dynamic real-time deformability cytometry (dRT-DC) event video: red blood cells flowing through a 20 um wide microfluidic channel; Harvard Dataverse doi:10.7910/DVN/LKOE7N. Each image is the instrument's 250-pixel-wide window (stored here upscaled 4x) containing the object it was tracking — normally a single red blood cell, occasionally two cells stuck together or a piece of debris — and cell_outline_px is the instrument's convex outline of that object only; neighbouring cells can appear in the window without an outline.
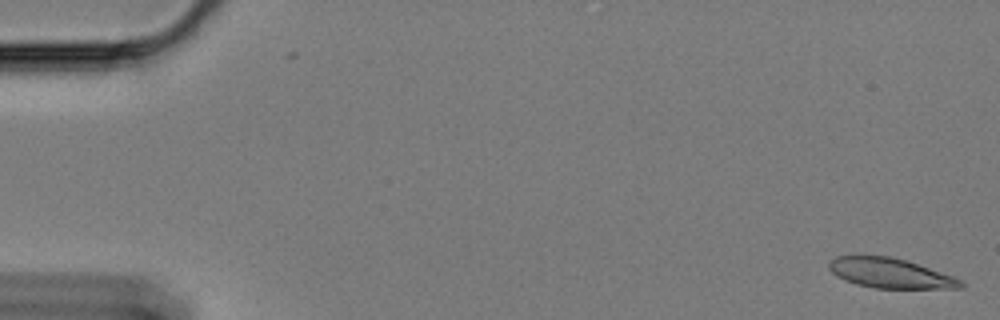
{"species": "Egyptian fruit bat (a non-hibernating species)", "species_latin": "Rousettus aegyptiacus", "temperature_condition": "cold", "stored_images_in_passage": 14, "camera_frame_rate_fps": 3000, "um_per_image_px": 0.085, "animal": {"sex": "female"}, "frame": {"image": 1, "passage_image": 1, "time_ms": 0.0, "image_size_px": [1000, 320], "cell_outline_px": [[964, 288], [876, 288], [856, 284], [844, 280], [836, 276], [828, 268], [828, 260], [836, 256], [888, 256], [904, 260], [952, 276], [960, 280], [964, 284]], "centroid_in_image_um": [75.6, 23.22], "position_along_channel_um": 9.4, "area_um2": 22.6}}